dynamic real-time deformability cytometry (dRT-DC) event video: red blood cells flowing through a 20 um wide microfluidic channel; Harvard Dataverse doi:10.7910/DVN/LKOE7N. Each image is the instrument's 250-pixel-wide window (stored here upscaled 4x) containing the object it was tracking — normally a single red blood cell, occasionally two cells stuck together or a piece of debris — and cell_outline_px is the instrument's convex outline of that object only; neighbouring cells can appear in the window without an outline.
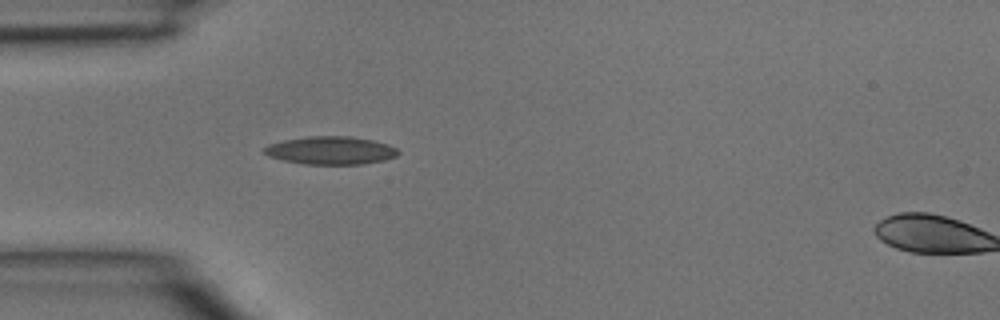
{"species": "common noctule bat (a hibernating species)", "species_latin": "Nyctalus noctula", "temperature_condition": "room temperature", "stored_images_in_passage": 4, "segment_of_instrument_passage": [1, 2], "camera_frame_rate_fps": 3000, "um_per_image_px": 0.085, "animal": {"sex": "male", "body_mass_g": 15.6}, "frame": {"image": 1, "passage_image": 3, "time_ms": 0.667, "image_size_px": [1000, 320], "cell_outline_px": [[400, 152], [396, 156], [384, 160], [360, 164], [304, 164], [284, 160], [268, 156], [264, 152], [264, 148], [268, 144], [284, 140], [308, 136], [348, 136], [372, 140], [388, 144], [396, 148]], "centroid_in_image_um": [28.11, 12.78], "position_along_channel_um": 56.9, "area_um2": 21.73}}